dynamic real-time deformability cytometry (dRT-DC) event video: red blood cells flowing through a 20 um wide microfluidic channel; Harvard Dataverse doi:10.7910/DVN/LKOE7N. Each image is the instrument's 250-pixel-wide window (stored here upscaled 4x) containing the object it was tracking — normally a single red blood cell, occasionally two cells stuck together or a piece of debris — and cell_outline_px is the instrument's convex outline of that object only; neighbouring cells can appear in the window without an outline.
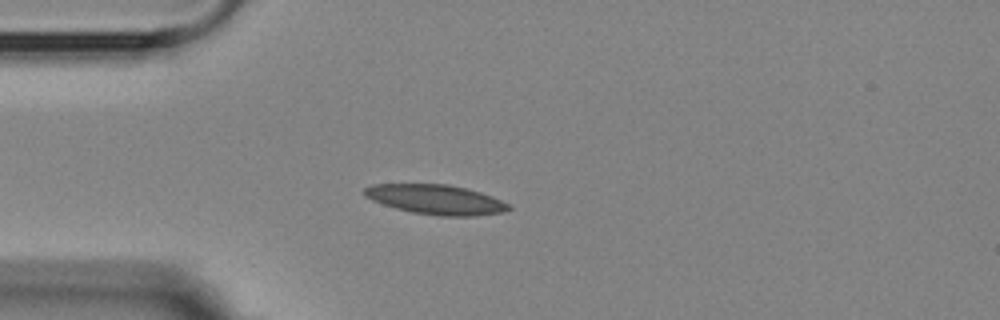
{"species": "Egyptian fruit bat (a non-hibernating species)", "species_latin": "Rousettus aegyptiacus", "temperature_condition": "room temperature", "stored_images_in_passage": 3, "camera_frame_rate_fps": 3000, "um_per_image_px": 0.085, "animal": {"sex": "female"}, "frame": {"image": 1, "passage_image": 3, "time_ms": 2.0, "image_size_px": [1000, 320], "cell_outline_px": [[512, 208], [504, 212], [476, 216], [440, 216], [412, 212], [396, 208], [372, 200], [364, 196], [364, 188], [372, 184], [448, 184], [480, 192], [492, 196], [512, 204]], "centroid_in_image_um": [37.09, 16.96], "position_along_channel_um": 47.9, "area_um2": 25.03}}